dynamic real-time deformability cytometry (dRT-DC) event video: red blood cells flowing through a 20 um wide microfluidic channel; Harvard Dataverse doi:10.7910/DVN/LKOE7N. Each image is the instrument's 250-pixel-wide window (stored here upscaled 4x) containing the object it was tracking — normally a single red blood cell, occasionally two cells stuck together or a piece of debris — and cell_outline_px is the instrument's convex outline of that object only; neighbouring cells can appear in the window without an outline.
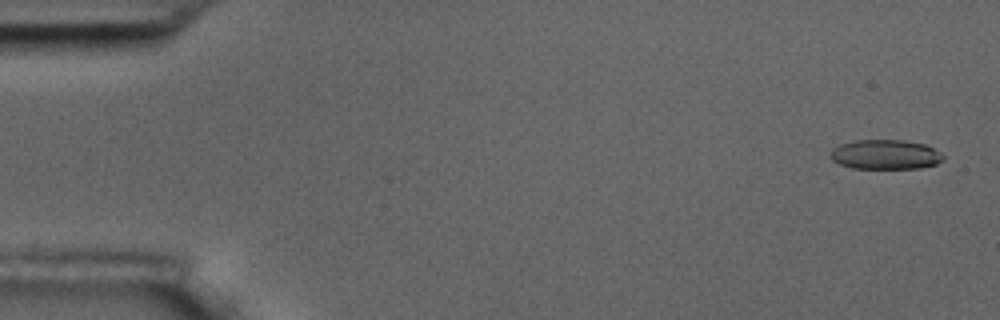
{"species": "common noctule bat (a hibernating species)", "species_latin": "Nyctalus noctula", "temperature_condition": "room temperature", "stored_images_in_passage": 6, "camera_frame_rate_fps": 3000, "um_per_image_px": 0.085, "animal": {"sex": "male", "body_mass_g": 17.5, "forearm_length_mm": 52.3}, "frame": {"image": 1, "passage_image": 1, "time_ms": 0.0, "image_size_px": [1000, 320], "cell_outline_px": [[944, 160], [936, 164], [920, 168], [852, 168], [840, 164], [832, 160], [828, 156], [832, 148], [840, 144], [852, 140], [900, 140], [924, 144], [932, 148], [944, 156]], "centroid_in_image_um": [75.21, 13.13], "position_along_channel_um": 9.8, "area_um2": 19.48}}
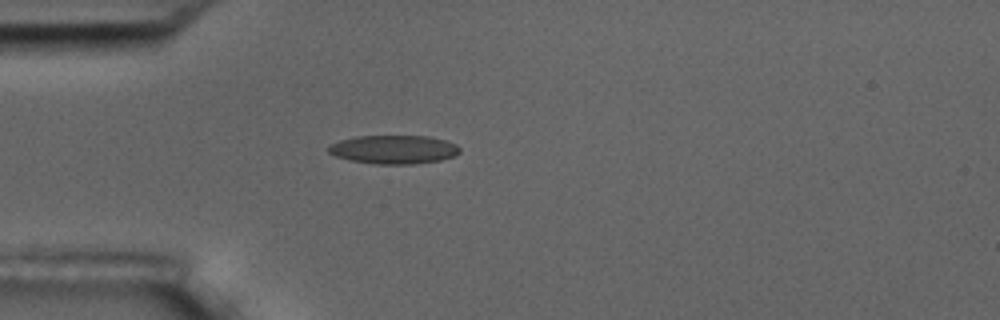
{"frame": {"image": 2, "passage_image": 5, "time_ms": 4.667, "image_size_px": [1000, 320], "cell_outline_px": [[460, 152], [452, 156], [440, 160], [412, 164], [372, 164], [348, 160], [336, 156], [328, 152], [328, 144], [340, 140], [356, 136], [428, 136], [444, 140], [456, 144], [460, 148]], "centroid_in_image_um": [33.42, 12.71], "position_along_channel_um": 51.6, "area_um2": 21.96}}